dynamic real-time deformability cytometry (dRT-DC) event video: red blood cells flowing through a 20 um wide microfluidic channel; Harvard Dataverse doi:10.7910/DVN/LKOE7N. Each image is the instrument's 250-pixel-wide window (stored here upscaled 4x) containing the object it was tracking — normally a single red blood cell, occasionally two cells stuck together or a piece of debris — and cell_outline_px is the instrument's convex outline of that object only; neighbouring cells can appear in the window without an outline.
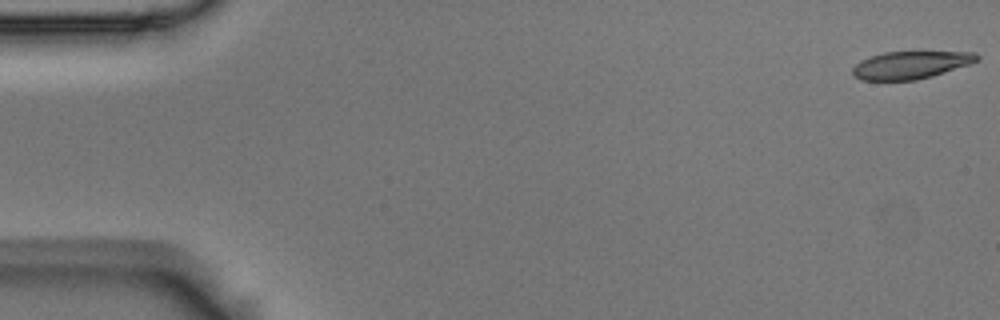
{"species": "Egyptian fruit bat (a non-hibernating species)", "species_latin": "Rousettus aegyptiacus", "temperature_condition": "room temperature", "stored_images_in_passage": 9, "camera_frame_rate_fps": 3000, "um_per_image_px": 0.085, "animal": {"sex": "male"}, "frame": {"image": 1, "passage_image": 1, "time_ms": 0.0, "image_size_px": [1000, 320], "cell_outline_px": [[980, 60], [932, 76], [916, 80], [860, 80], [852, 76], [852, 68], [860, 60], [884, 52], [976, 52], [980, 56]], "centroid_in_image_um": [77.38, 5.52], "position_along_channel_um": 7.6, "area_um2": 19.94}}